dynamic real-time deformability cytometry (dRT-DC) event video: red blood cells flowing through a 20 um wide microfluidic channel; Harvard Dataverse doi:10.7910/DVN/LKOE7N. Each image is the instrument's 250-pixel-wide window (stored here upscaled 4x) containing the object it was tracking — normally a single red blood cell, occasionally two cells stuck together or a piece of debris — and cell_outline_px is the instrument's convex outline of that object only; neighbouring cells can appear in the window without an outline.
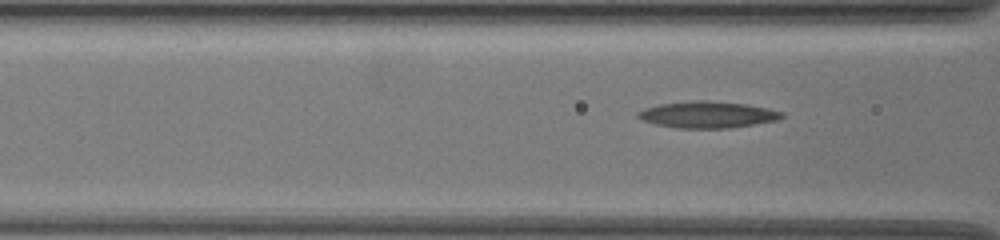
{"species": "common noctule bat (a hibernating species)", "species_latin": "Nyctalus noctula", "temperature_condition": "warm", "stored_images_in_passage": 12, "camera_frame_rate_fps": 3000, "um_per_image_px": 0.085, "animal": {"sex": "female", "body_mass_g": 19.5, "forearm_length_mm": 54.1}, "frame": {"image": 1, "passage_image": 10, "time_ms": 3.0, "image_size_px": [1000, 240], "cell_outline_px": [[784, 116], [776, 120], [728, 128], [676, 128], [656, 124], [644, 120], [636, 116], [636, 112], [644, 108], [660, 104], [696, 100], [704, 100], [744, 104], [784, 112]], "centroid_in_image_um": [60.09, 9.74], "position_along_channel_um": 106.5, "area_um2": 21.91}}